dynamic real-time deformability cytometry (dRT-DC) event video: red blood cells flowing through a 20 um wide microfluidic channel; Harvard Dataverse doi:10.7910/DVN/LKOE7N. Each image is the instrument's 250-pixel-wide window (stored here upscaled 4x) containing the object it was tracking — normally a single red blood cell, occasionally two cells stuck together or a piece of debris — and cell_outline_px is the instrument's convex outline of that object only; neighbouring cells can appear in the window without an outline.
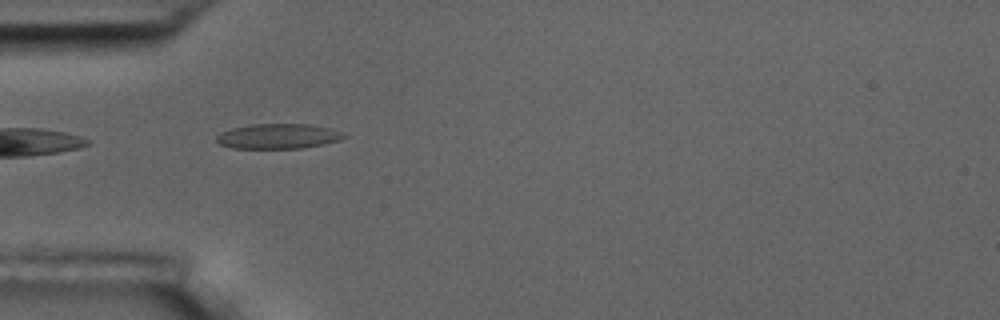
{"species": "common noctule bat (a hibernating species)", "species_latin": "Nyctalus noctula", "temperature_condition": "room temperature", "stored_images_in_passage": 40, "camera_frame_rate_fps": 3000, "um_per_image_px": 0.085, "animal": {"sex": "male", "body_mass_g": 17.5, "forearm_length_mm": 52.3}, "frame": {"image": 1, "passage_image": 1, "time_ms": 0.0, "image_size_px": [1000, 320], "cell_outline_px": [[348, 136], [340, 140], [324, 144], [300, 148], [232, 148], [220, 144], [216, 140], [216, 136], [220, 132], [232, 128], [252, 124], [308, 124], [328, 128], [344, 132]], "centroid_in_image_um": [23.65, 11.58], "position_along_channel_um": 61.3, "area_um2": 18.55}}
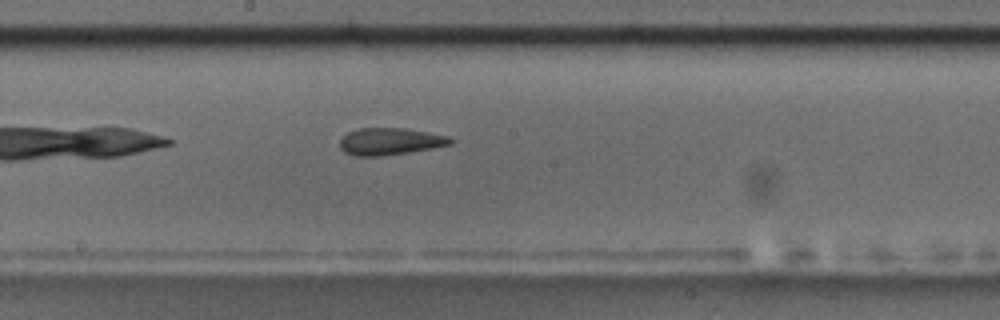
{"frame": {"image": 2, "passage_image": 14, "time_ms": 4.333, "image_size_px": [1000, 320], "cell_outline_px": [[456, 140], [452, 144], [432, 148], [408, 152], [380, 156], [356, 156], [344, 152], [340, 148], [340, 140], [348, 132], [360, 128], [404, 128], [428, 132], [448, 136]], "centroid_in_image_um": [33.17, 12.02], "position_along_channel_um": 215.0, "area_um2": 17.4}}
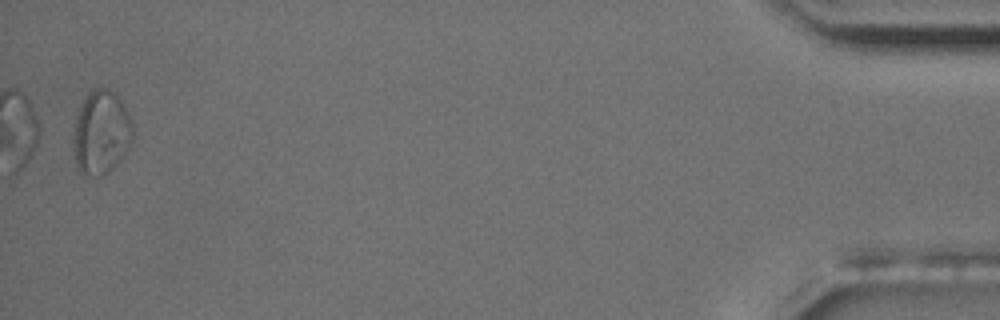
{"frame": {"image": 3, "passage_image": 39, "time_ms": 12.667, "image_size_px": [1000, 320], "cell_outline_px": [[136, 136], [124, 156], [108, 172], [100, 176], [96, 176], [80, 172], [76, 164], [72, 148], [72, 140], [76, 116], [88, 92], [92, 88], [108, 88], [116, 92], [124, 104], [132, 120]], "centroid_in_image_um": [8.63, 11.24], "position_along_channel_um": 426.6, "area_um2": 29.71}, "authors_computed_cell_mechanics": {"area_um2": 17.7446, "velocity_mm_per_s": 3.5991, "shape_relaxation_time_tau1_ms": null, "shape_relaxation_time_tau2_ms": 0.8539, "deformation_change_tau1": null, "deformation_change_tau2": 0.0578}}